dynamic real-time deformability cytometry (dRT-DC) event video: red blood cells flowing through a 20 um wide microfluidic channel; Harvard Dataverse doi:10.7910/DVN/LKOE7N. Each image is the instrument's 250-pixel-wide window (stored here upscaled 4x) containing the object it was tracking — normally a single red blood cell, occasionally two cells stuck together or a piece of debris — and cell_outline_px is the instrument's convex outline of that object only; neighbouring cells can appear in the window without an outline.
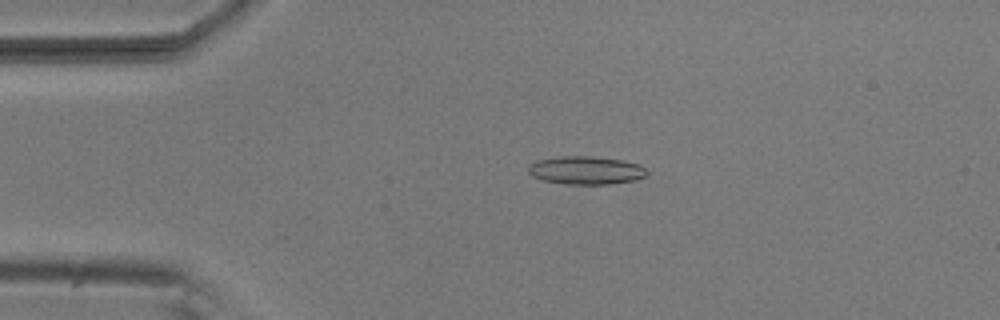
{"species": "common noctule bat (a hibernating species)", "species_latin": "Nyctalus noctula", "temperature_condition": "room temperature", "stored_images_in_passage": 3, "camera_frame_rate_fps": 3000, "um_per_image_px": 0.085, "animal": {"sex": "male", "body_mass_g": 20.5, "forearm_length_mm": 52.5}, "frame": {"image": 1, "passage_image": 2, "time_ms": 0.333, "image_size_px": [1000, 320], "cell_outline_px": [[648, 172], [644, 176], [636, 180], [608, 184], [564, 184], [544, 180], [532, 176], [528, 172], [528, 164], [536, 160], [556, 156], [592, 156], [620, 160], [640, 164]], "centroid_in_image_um": [49.76, 14.47], "position_along_channel_um": 35.2, "area_um2": 19.54}}